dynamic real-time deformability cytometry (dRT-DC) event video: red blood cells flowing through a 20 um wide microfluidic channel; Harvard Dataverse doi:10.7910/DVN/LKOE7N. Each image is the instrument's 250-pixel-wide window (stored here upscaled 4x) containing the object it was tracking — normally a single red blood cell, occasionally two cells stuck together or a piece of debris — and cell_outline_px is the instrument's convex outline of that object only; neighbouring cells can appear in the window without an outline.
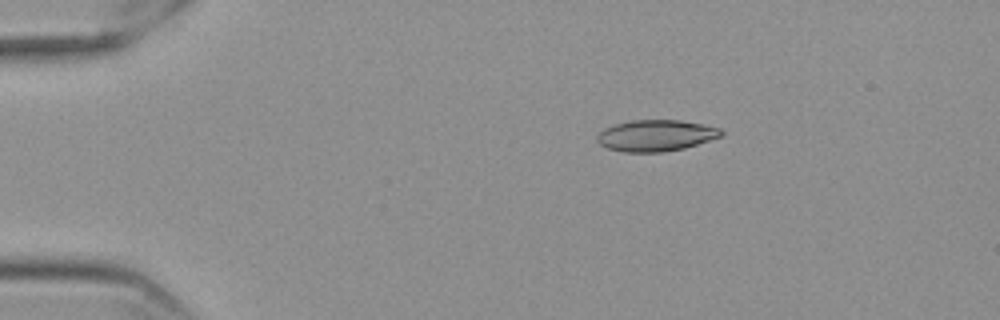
{"species": "Egyptian fruit bat (a non-hibernating species)", "species_latin": "Rousettus aegyptiacus", "temperature_condition": "cold", "stored_images_in_passage": 51, "camera_frame_rate_fps": 3000, "um_per_image_px": 0.085, "frame": {"image": 1, "passage_image": 4, "time_ms": 1.0, "image_size_px": [1000, 320], "cell_outline_px": [[724, 136], [684, 148], [664, 152], [624, 152], [608, 148], [600, 144], [596, 140], [596, 136], [604, 128], [612, 124], [632, 120], [680, 120], [704, 124], [720, 128], [724, 132]], "centroid_in_image_um": [55.76, 11.51], "position_along_channel_um": 29.2, "area_um2": 22.89}}
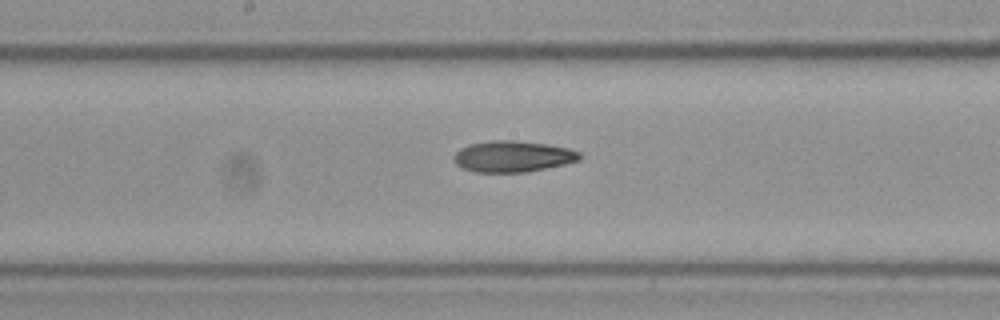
{"frame": {"image": 2, "passage_image": 24, "time_ms": 7.667, "image_size_px": [1000, 320], "cell_outline_px": [[584, 156], [580, 160], [564, 164], [528, 172], [476, 172], [464, 168], [456, 164], [452, 156], [460, 148], [468, 144], [488, 140], [512, 140], [544, 144], [568, 148], [580, 152]], "centroid_in_image_um": [43.58, 13.29], "position_along_channel_um": 204.6, "area_um2": 22.95}}
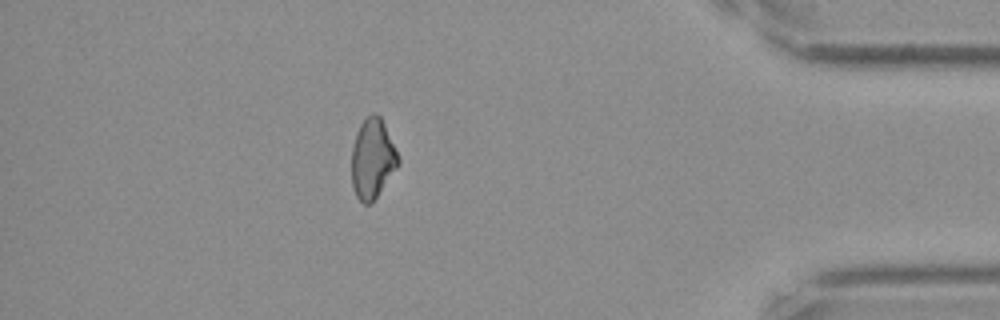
{"frame": {"image": 3, "passage_image": 44, "time_ms": 14.333, "image_size_px": [1000, 320], "cell_outline_px": [[400, 164], [372, 204], [364, 204], [356, 196], [352, 188], [352, 148], [356, 132], [360, 124], [372, 112], [376, 112], [380, 116], [400, 156]], "centroid_in_image_um": [31.68, 13.51], "position_along_channel_um": 403.5, "area_um2": 21.96}, "authors_computed_cell_mechanics": {"area_um2": 22.5998, "velocity_mm_per_s": 3.571, "shape_relaxation_time_tau1_ms": 5.7197, "shape_relaxation_time_tau2_ms": null, "deformation_change_tau1": 0.1259, "deformation_change_tau2": null}}